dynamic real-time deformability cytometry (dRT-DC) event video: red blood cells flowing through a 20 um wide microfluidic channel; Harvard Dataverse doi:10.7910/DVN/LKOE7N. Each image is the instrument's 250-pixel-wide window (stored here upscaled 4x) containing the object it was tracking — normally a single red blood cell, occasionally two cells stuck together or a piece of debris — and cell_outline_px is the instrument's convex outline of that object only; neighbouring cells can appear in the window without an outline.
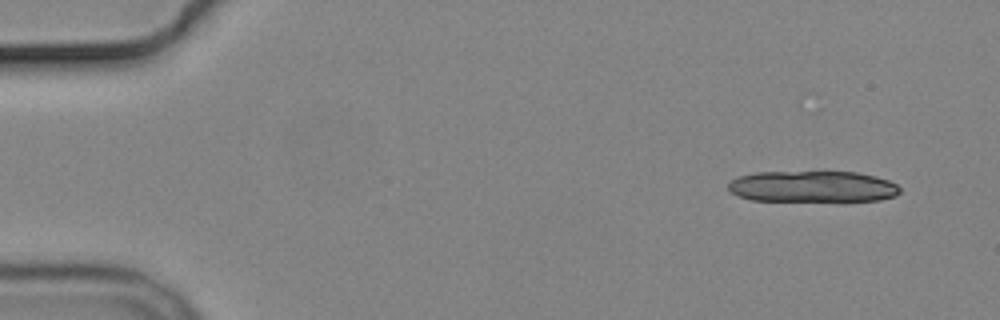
{"species": "common noctule bat (a hibernating species)", "species_latin": "Nyctalus noctula", "temperature_condition": "cold", "stored_images_in_passage": 4, "camera_frame_rate_fps": 3000, "um_per_image_px": 0.085, "animal": {"sex": "male", "body_mass_g": 19.2, "forearm_length_mm": 51.8}, "frame": {"image": 1, "passage_image": 1, "time_ms": 0.0, "image_size_px": [1000, 320], "cell_outline_px": [[900, 192], [896, 196], [880, 200], [752, 200], [736, 196], [728, 188], [728, 184], [732, 180], [740, 176], [756, 172], [856, 172], [876, 176], [888, 180], [896, 184], [900, 188]], "centroid_in_image_um": [69.08, 15.85], "position_along_channel_um": 15.9, "area_um2": 31.04}}